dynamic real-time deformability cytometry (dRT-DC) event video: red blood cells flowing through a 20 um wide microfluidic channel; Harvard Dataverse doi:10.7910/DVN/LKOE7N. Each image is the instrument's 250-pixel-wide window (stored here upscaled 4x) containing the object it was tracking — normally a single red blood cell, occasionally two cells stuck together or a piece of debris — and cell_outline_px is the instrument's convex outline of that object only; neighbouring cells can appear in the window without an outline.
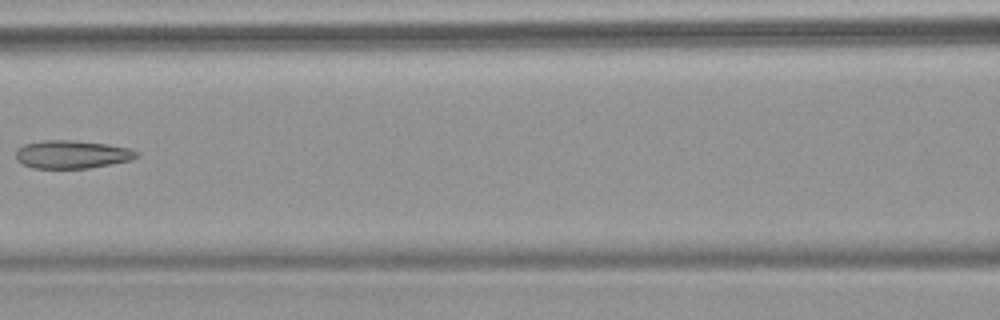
{"species": "common noctule bat (a hibernating species)", "species_latin": "Nyctalus noctula", "temperature_condition": "warm", "stored_images_in_passage": 6, "camera_frame_rate_fps": 3000, "um_per_image_px": 0.085, "animal": {"sex": "female", "body_mass_g": 18.4}, "frame": {"image": 1, "passage_image": 6, "time_ms": 6.0, "image_size_px": [1000, 320], "cell_outline_px": [[140, 156], [132, 160], [88, 168], [32, 168], [24, 164], [16, 156], [16, 148], [24, 144], [44, 140], [68, 140], [108, 144], [128, 148], [140, 152]], "centroid_in_image_um": [6.15, 13.12], "position_along_channel_um": 160.4, "area_um2": 19.71}}